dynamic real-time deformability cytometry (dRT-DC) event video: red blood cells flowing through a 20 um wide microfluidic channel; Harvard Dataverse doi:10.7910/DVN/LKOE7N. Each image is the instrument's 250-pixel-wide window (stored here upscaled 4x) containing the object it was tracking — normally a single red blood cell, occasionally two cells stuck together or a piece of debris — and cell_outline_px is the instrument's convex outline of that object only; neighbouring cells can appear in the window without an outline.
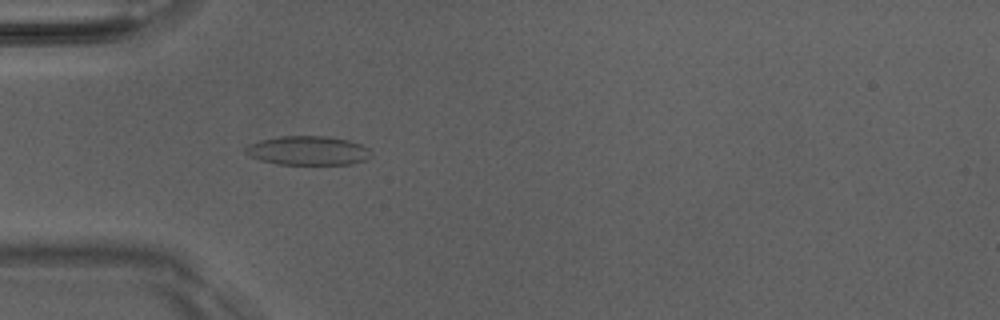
{"species": "Egyptian fruit bat (a non-hibernating species)", "species_latin": "Rousettus aegyptiacus", "temperature_condition": "room temperature", "stored_images_in_passage": 45, "camera_frame_rate_fps": 3000, "um_per_image_px": 0.085, "animal": {"sex": "male"}, "frame": {"image": 1, "passage_image": 10, "time_ms": 3.0, "image_size_px": [1000, 320], "cell_outline_px": [[372, 156], [364, 160], [352, 164], [280, 164], [260, 160], [244, 152], [244, 148], [248, 144], [260, 140], [280, 136], [328, 136], [348, 140], [360, 144], [368, 148], [372, 152]], "centroid_in_image_um": [26.19, 12.79], "position_along_channel_um": 58.8, "area_um2": 21.27}}
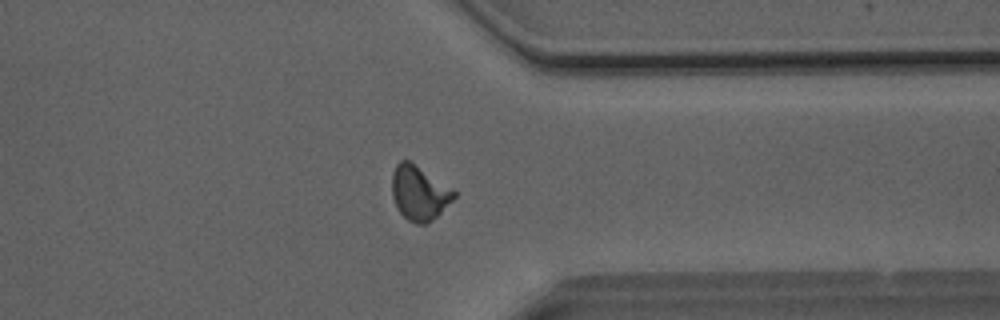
{"frame": {"image": 2, "passage_image": 34, "time_ms": 11.0, "image_size_px": [1000, 320], "cell_outline_px": [[456, 196], [432, 220], [424, 224], [416, 224], [408, 220], [396, 208], [392, 196], [392, 172], [396, 164], [400, 160], [408, 160], [456, 192]], "centroid_in_image_um": [35.58, 16.41], "position_along_channel_um": 375.8, "area_um2": 19.25}}
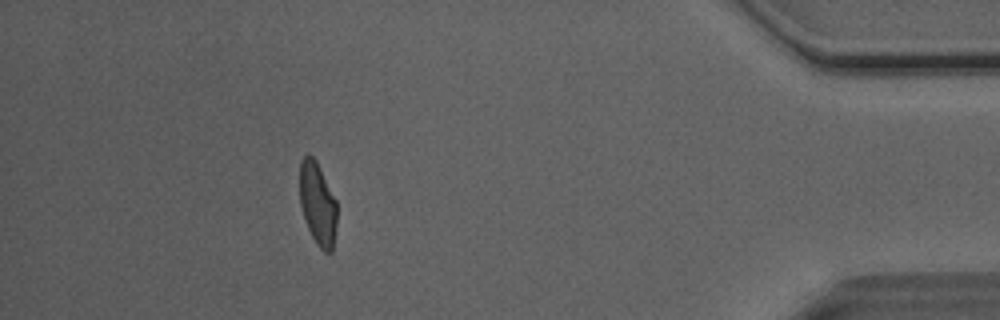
{"frame": {"image": 3, "passage_image": 40, "time_ms": 13.0, "image_size_px": [1000, 320], "cell_outline_px": [[336, 224], [332, 252], [324, 252], [316, 244], [308, 228], [300, 204], [300, 160], [308, 152], [316, 160], [336, 200]], "centroid_in_image_um": [26.99, 17.3], "position_along_channel_um": 408.2, "area_um2": 17.86}, "authors_computed_cell_mechanics": {"area_um2": 19.1318, "velocity_mm_per_s": 4.0636, "shape_relaxation_time_tau1_ms": 4.4716, "shape_relaxation_time_tau2_ms": 1.1201, "deformation_change_tau1": 0.1372, "deformation_change_tau2": 0.0623}}